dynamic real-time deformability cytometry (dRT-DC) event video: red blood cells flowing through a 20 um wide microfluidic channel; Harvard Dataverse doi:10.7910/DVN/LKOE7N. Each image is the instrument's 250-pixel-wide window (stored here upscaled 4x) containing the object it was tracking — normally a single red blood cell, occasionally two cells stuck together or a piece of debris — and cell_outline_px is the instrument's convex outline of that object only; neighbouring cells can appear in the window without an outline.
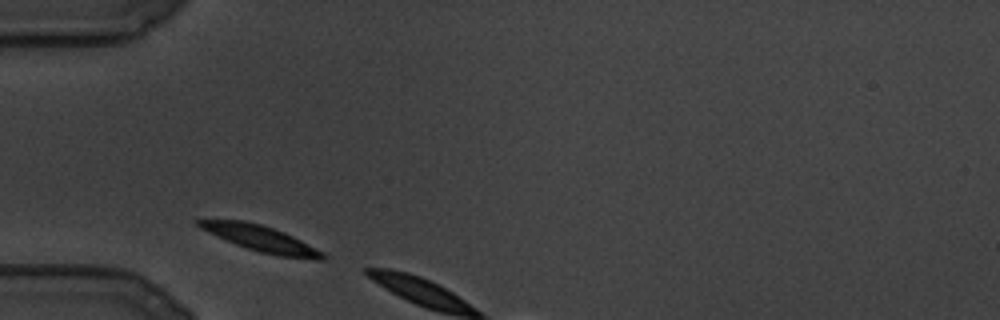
{"species": "common noctule bat (a hibernating species)", "species_latin": "Nyctalus noctula", "temperature_condition": "cold", "stored_images_in_passage": 3, "camera_frame_rate_fps": 3000, "um_per_image_px": 0.085, "animal": {"sex": "male", "body_mass_g": 19.5, "forearm_length_mm": 54.6}, "frame": {"image": 1, "passage_image": 1, "time_ms": 0.0, "image_size_px": [1000, 320], "cell_outline_px": [[328, 256], [324, 260], [316, 260], [280, 256], [260, 252], [236, 244], [208, 232], [200, 228], [192, 220], [244, 220], [260, 224], [284, 232], [324, 252]], "centroid_in_image_um": [22.21, 20.29], "position_along_channel_um": 62.8, "area_um2": 18.55}}